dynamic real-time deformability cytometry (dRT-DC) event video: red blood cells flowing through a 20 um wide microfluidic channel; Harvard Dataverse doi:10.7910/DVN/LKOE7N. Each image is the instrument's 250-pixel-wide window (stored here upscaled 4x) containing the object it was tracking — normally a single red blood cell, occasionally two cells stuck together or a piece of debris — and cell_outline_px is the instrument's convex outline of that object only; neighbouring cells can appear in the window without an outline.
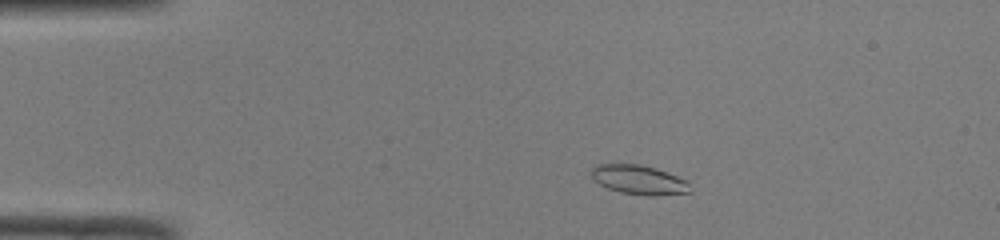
{"species": "common noctule bat (a hibernating species)", "species_latin": "Nyctalus noctula", "temperature_condition": "room temperature", "stored_images_in_passage": 46, "camera_frame_rate_fps": 3000, "um_per_image_px": 0.085, "animal": {"sex": "male", "body_mass_g": 19.0, "forearm_length_mm": 50.8}, "frame": {"image": 1, "passage_image": 6, "time_ms": 1.667, "image_size_px": [1000, 240], "cell_outline_px": [[692, 192], [652, 196], [644, 196], [620, 192], [608, 188], [600, 184], [592, 176], [592, 164], [640, 164], [656, 168], [688, 180]], "centroid_in_image_um": [54.34, 15.28], "position_along_channel_um": 30.7, "area_um2": 16.99}}
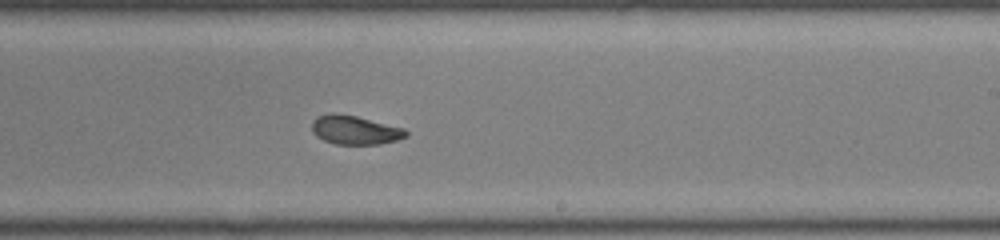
{"frame": {"image": 2, "passage_image": 27, "time_ms": 8.667, "image_size_px": [1000, 240], "cell_outline_px": [[408, 136], [396, 140], [380, 144], [336, 144], [324, 140], [316, 136], [312, 132], [312, 120], [316, 116], [332, 112], [356, 116], [404, 128], [408, 132]], "centroid_in_image_um": [30.14, 11.04], "position_along_channel_um": 258.9, "area_um2": 15.9}}
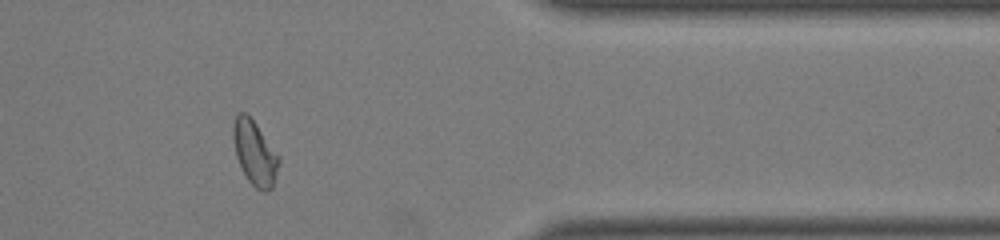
{"frame": {"image": 3, "passage_image": 38, "time_ms": 12.333, "image_size_px": [1000, 240], "cell_outline_px": [[280, 160], [276, 176], [272, 188], [264, 192], [260, 192], [248, 180], [236, 156], [232, 136], [232, 124], [236, 112], [244, 112], [256, 124], [280, 156]], "centroid_in_image_um": [21.65, 12.99], "position_along_channel_um": 389.8, "area_um2": 17.17}, "authors_computed_cell_mechanics": {"area_um2": 16.9354, "velocity_mm_per_s": 4.0624, "shape_relaxation_time_tau1_ms": 5.5763, "shape_relaxation_time_tau2_ms": 2.303, "deformation_change_tau1": 0.1728, "deformation_change_tau2": 0.0672}}